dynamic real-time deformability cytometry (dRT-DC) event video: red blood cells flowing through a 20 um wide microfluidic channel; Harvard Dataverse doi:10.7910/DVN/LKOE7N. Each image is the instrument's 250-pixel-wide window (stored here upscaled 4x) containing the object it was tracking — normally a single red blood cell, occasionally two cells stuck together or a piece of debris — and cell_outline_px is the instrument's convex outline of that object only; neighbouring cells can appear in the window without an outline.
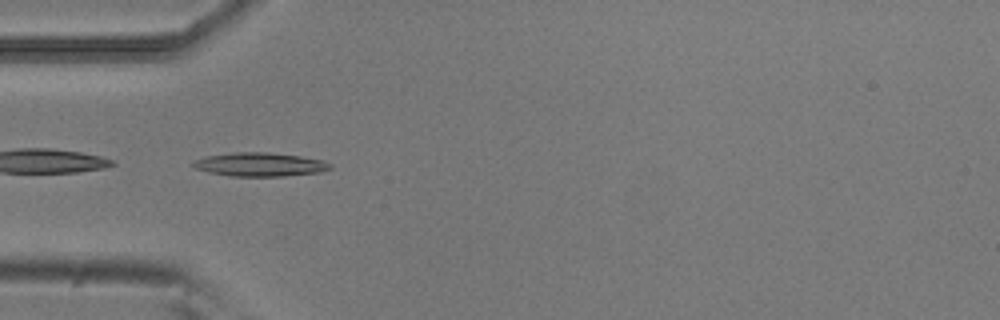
{"species": "common noctule bat (a hibernating species)", "species_latin": "Nyctalus noctula", "temperature_condition": "room temperature", "stored_images_in_passage": 43, "camera_frame_rate_fps": 3000, "um_per_image_px": 0.085, "animal": {"sex": "male", "body_mass_g": 20.5, "forearm_length_mm": 52.5}, "frame": {"image": 1, "passage_image": 6, "time_ms": 1.667, "image_size_px": [1000, 320], "cell_outline_px": [[332, 168], [320, 172], [284, 176], [228, 176], [208, 172], [192, 168], [192, 164], [196, 160], [204, 156], [232, 152], [268, 152], [300, 156], [324, 160], [332, 164]], "centroid_in_image_um": [22.08, 13.98], "position_along_channel_um": 62.9, "area_um2": 19.13}}
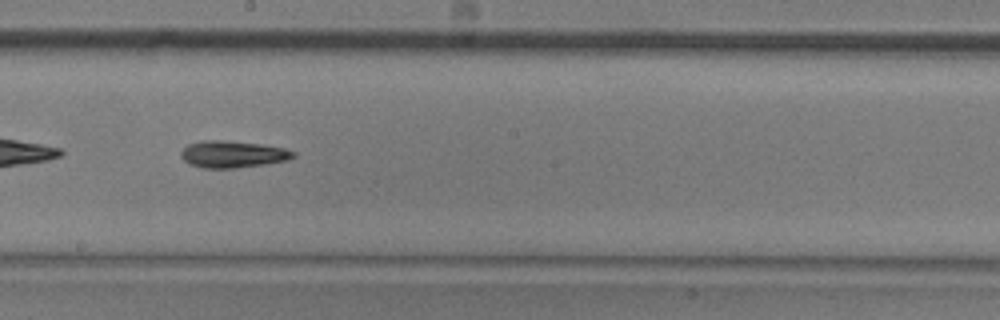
{"frame": {"image": 2, "passage_image": 19, "time_ms": 6.0, "image_size_px": [1000, 320], "cell_outline_px": [[296, 156], [288, 160], [264, 164], [236, 168], [204, 168], [188, 164], [180, 156], [180, 152], [188, 144], [204, 140], [220, 140], [260, 144], [284, 148], [296, 152]], "centroid_in_image_um": [19.77, 13.11], "position_along_channel_um": 228.4, "area_um2": 17.57}}
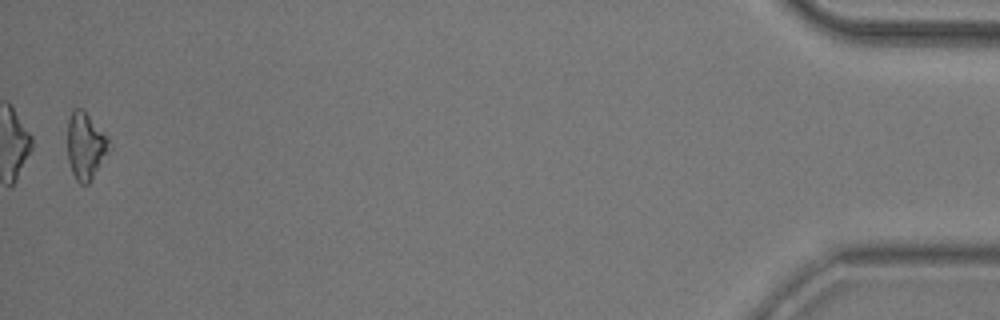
{"frame": {"image": 3, "passage_image": 42, "time_ms": 13.667, "image_size_px": [1000, 320], "cell_outline_px": [[112, 148], [88, 184], [80, 184], [76, 180], [72, 172], [68, 160], [68, 120], [72, 108], [80, 108], [108, 136]], "centroid_in_image_um": [7.29, 12.42], "position_along_channel_um": 427.9, "area_um2": 16.24}, "authors_computed_cell_mechanics": {"area_um2": 16.5886, "velocity_mm_per_s": 3.8259, "shape_relaxation_time_tau1_ms": 4.6919, "shape_relaxation_time_tau2_ms": null, "deformation_change_tau1": 0.1716, "deformation_change_tau2": null}}